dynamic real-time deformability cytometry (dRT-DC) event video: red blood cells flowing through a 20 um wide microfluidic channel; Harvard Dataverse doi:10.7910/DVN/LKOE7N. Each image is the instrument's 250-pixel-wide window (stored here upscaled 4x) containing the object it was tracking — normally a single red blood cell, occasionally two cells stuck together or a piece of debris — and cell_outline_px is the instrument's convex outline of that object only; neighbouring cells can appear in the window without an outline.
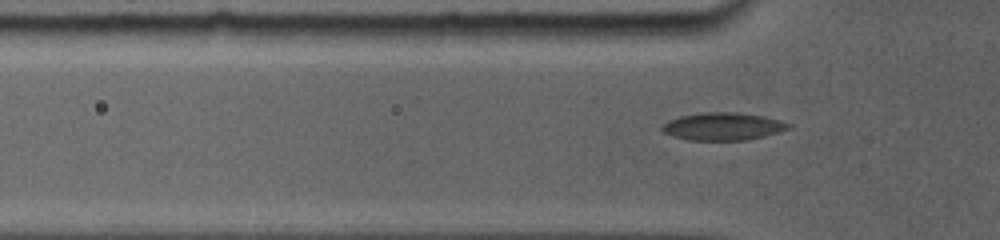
{"species": "common noctule bat (a hibernating species)", "species_latin": "Nyctalus noctula", "temperature_condition": "room temperature", "stored_images_in_passage": 61, "camera_frame_rate_fps": 5000, "um_per_image_px": 0.085, "animal": {"sex": "female", "body_mass_g": 19.0, "forearm_length_mm": 56.7}, "frame": {"image": 1, "passage_image": 15, "time_ms": 2.8, "image_size_px": [1000, 240], "cell_outline_px": [[792, 128], [764, 136], [744, 140], [688, 140], [672, 136], [664, 132], [660, 128], [660, 124], [668, 120], [680, 116], [704, 112], [736, 112], [764, 116], [780, 120], [792, 124]], "centroid_in_image_um": [61.43, 10.74], "position_along_channel_um": 64.4, "area_um2": 20.52}}
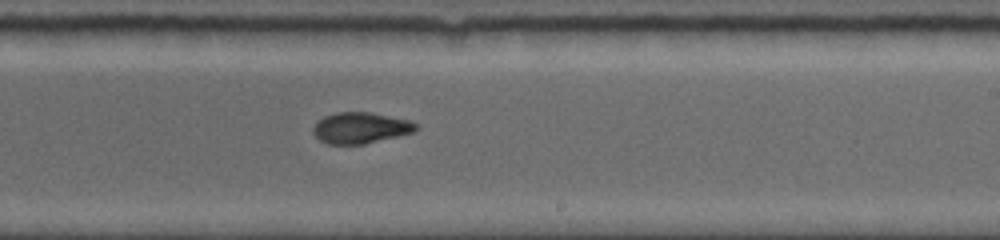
{"frame": {"image": 2, "passage_image": 40, "time_ms": 7.8, "image_size_px": [1000, 240], "cell_outline_px": [[420, 128], [412, 132], [364, 144], [328, 144], [320, 140], [312, 132], [312, 128], [324, 116], [336, 112], [368, 112], [408, 120], [416, 124]], "centroid_in_image_um": [30.62, 10.87], "position_along_channel_um": 258.4, "area_um2": 18.32}}
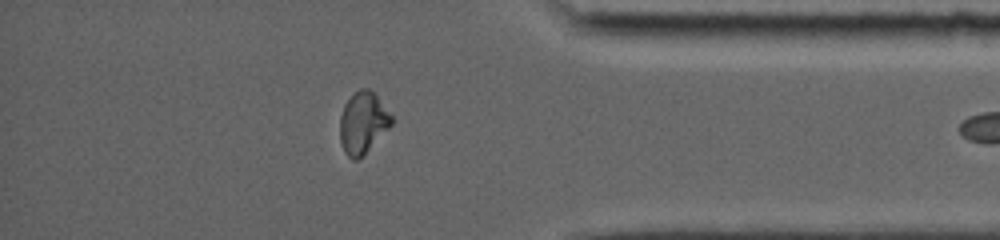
{"frame": {"image": 3, "passage_image": 60, "time_ms": 11.8, "image_size_px": [1000, 240], "cell_outline_px": [[392, 124], [356, 160], [352, 160], [344, 152], [340, 144], [340, 116], [344, 104], [352, 92], [360, 88], [368, 88], [376, 96], [392, 116]], "centroid_in_image_um": [30.79, 10.39], "position_along_channel_um": 404.4, "area_um2": 18.15}}